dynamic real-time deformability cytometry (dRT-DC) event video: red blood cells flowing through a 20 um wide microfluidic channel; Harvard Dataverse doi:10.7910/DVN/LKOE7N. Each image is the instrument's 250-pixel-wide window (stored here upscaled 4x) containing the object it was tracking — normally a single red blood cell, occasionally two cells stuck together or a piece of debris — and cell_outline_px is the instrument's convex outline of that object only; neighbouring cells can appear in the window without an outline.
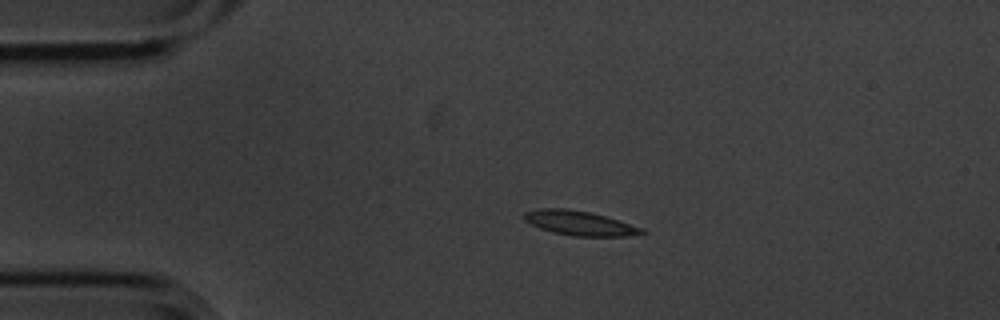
{"species": "common noctule bat (a hibernating species)", "species_latin": "Nyctalus noctula", "temperature_condition": "cold", "stored_images_in_passage": 4, "camera_frame_rate_fps": 3000, "um_per_image_px": 0.085, "animal": {"sex": "male", "body_mass_g": 20.1, "forearm_length_mm": 53.5}, "frame": {"image": 1, "passage_image": 3, "time_ms": 0.667, "image_size_px": [1000, 320], "cell_outline_px": [[648, 232], [628, 236], [572, 236], [552, 232], [540, 228], [524, 220], [524, 212], [540, 208], [568, 208], [588, 212], [604, 216], [644, 228]], "centroid_in_image_um": [49.26, 18.97], "position_along_channel_um": 35.7, "area_um2": 16.7}}